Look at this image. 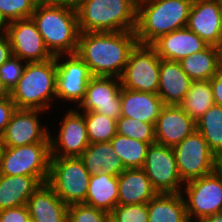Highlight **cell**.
Instances as JSON below:
<instances>
[{
    "mask_svg": "<svg viewBox=\"0 0 222 222\" xmlns=\"http://www.w3.org/2000/svg\"><path fill=\"white\" fill-rule=\"evenodd\" d=\"M137 44L135 31L80 32L76 54L92 76L120 78Z\"/></svg>",
    "mask_w": 222,
    "mask_h": 222,
    "instance_id": "1",
    "label": "cell"
},
{
    "mask_svg": "<svg viewBox=\"0 0 222 222\" xmlns=\"http://www.w3.org/2000/svg\"><path fill=\"white\" fill-rule=\"evenodd\" d=\"M31 18L53 56L76 54L80 30L75 9L65 1L37 3Z\"/></svg>",
    "mask_w": 222,
    "mask_h": 222,
    "instance_id": "2",
    "label": "cell"
},
{
    "mask_svg": "<svg viewBox=\"0 0 222 222\" xmlns=\"http://www.w3.org/2000/svg\"><path fill=\"white\" fill-rule=\"evenodd\" d=\"M193 0H138L136 38L151 45L160 36L185 28Z\"/></svg>",
    "mask_w": 222,
    "mask_h": 222,
    "instance_id": "3",
    "label": "cell"
},
{
    "mask_svg": "<svg viewBox=\"0 0 222 222\" xmlns=\"http://www.w3.org/2000/svg\"><path fill=\"white\" fill-rule=\"evenodd\" d=\"M138 0H91L77 10L80 32L135 31Z\"/></svg>",
    "mask_w": 222,
    "mask_h": 222,
    "instance_id": "4",
    "label": "cell"
},
{
    "mask_svg": "<svg viewBox=\"0 0 222 222\" xmlns=\"http://www.w3.org/2000/svg\"><path fill=\"white\" fill-rule=\"evenodd\" d=\"M55 56L44 62L26 63L24 72L10 97L17 109H39L47 111L56 98Z\"/></svg>",
    "mask_w": 222,
    "mask_h": 222,
    "instance_id": "5",
    "label": "cell"
},
{
    "mask_svg": "<svg viewBox=\"0 0 222 222\" xmlns=\"http://www.w3.org/2000/svg\"><path fill=\"white\" fill-rule=\"evenodd\" d=\"M90 174L80 157H51L47 184L67 205L84 203Z\"/></svg>",
    "mask_w": 222,
    "mask_h": 222,
    "instance_id": "6",
    "label": "cell"
},
{
    "mask_svg": "<svg viewBox=\"0 0 222 222\" xmlns=\"http://www.w3.org/2000/svg\"><path fill=\"white\" fill-rule=\"evenodd\" d=\"M50 160V142L4 147L0 160V174L34 176L43 184L49 176Z\"/></svg>",
    "mask_w": 222,
    "mask_h": 222,
    "instance_id": "7",
    "label": "cell"
},
{
    "mask_svg": "<svg viewBox=\"0 0 222 222\" xmlns=\"http://www.w3.org/2000/svg\"><path fill=\"white\" fill-rule=\"evenodd\" d=\"M172 148L179 176L184 183L208 175L220 167L219 159L196 129Z\"/></svg>",
    "mask_w": 222,
    "mask_h": 222,
    "instance_id": "8",
    "label": "cell"
},
{
    "mask_svg": "<svg viewBox=\"0 0 222 222\" xmlns=\"http://www.w3.org/2000/svg\"><path fill=\"white\" fill-rule=\"evenodd\" d=\"M184 198L189 221L201 222L207 216L222 212V167L214 172L185 182Z\"/></svg>",
    "mask_w": 222,
    "mask_h": 222,
    "instance_id": "9",
    "label": "cell"
},
{
    "mask_svg": "<svg viewBox=\"0 0 222 222\" xmlns=\"http://www.w3.org/2000/svg\"><path fill=\"white\" fill-rule=\"evenodd\" d=\"M160 57L151 45L137 44L130 52L120 77L121 86L135 91L157 94Z\"/></svg>",
    "mask_w": 222,
    "mask_h": 222,
    "instance_id": "10",
    "label": "cell"
},
{
    "mask_svg": "<svg viewBox=\"0 0 222 222\" xmlns=\"http://www.w3.org/2000/svg\"><path fill=\"white\" fill-rule=\"evenodd\" d=\"M158 193H182L184 183L179 176L173 148L150 144L142 168ZM181 186V187H180Z\"/></svg>",
    "mask_w": 222,
    "mask_h": 222,
    "instance_id": "11",
    "label": "cell"
},
{
    "mask_svg": "<svg viewBox=\"0 0 222 222\" xmlns=\"http://www.w3.org/2000/svg\"><path fill=\"white\" fill-rule=\"evenodd\" d=\"M121 81L117 77L93 76L78 107L118 120L121 117Z\"/></svg>",
    "mask_w": 222,
    "mask_h": 222,
    "instance_id": "12",
    "label": "cell"
},
{
    "mask_svg": "<svg viewBox=\"0 0 222 222\" xmlns=\"http://www.w3.org/2000/svg\"><path fill=\"white\" fill-rule=\"evenodd\" d=\"M12 55L27 63L44 62L54 56L46 48L32 18L10 22L7 34Z\"/></svg>",
    "mask_w": 222,
    "mask_h": 222,
    "instance_id": "13",
    "label": "cell"
},
{
    "mask_svg": "<svg viewBox=\"0 0 222 222\" xmlns=\"http://www.w3.org/2000/svg\"><path fill=\"white\" fill-rule=\"evenodd\" d=\"M57 55L56 59V97L72 103H79L86 94L87 84L93 77L88 65L77 55L68 54L66 61L61 62Z\"/></svg>",
    "mask_w": 222,
    "mask_h": 222,
    "instance_id": "14",
    "label": "cell"
},
{
    "mask_svg": "<svg viewBox=\"0 0 222 222\" xmlns=\"http://www.w3.org/2000/svg\"><path fill=\"white\" fill-rule=\"evenodd\" d=\"M57 136L52 138L50 134L51 157H80L90 144L84 114L69 110Z\"/></svg>",
    "mask_w": 222,
    "mask_h": 222,
    "instance_id": "15",
    "label": "cell"
},
{
    "mask_svg": "<svg viewBox=\"0 0 222 222\" xmlns=\"http://www.w3.org/2000/svg\"><path fill=\"white\" fill-rule=\"evenodd\" d=\"M39 109H16L2 135L5 147H19L39 142H50L47 127H41Z\"/></svg>",
    "mask_w": 222,
    "mask_h": 222,
    "instance_id": "16",
    "label": "cell"
},
{
    "mask_svg": "<svg viewBox=\"0 0 222 222\" xmlns=\"http://www.w3.org/2000/svg\"><path fill=\"white\" fill-rule=\"evenodd\" d=\"M186 27L209 45L218 46L222 37L219 1L193 0Z\"/></svg>",
    "mask_w": 222,
    "mask_h": 222,
    "instance_id": "17",
    "label": "cell"
},
{
    "mask_svg": "<svg viewBox=\"0 0 222 222\" xmlns=\"http://www.w3.org/2000/svg\"><path fill=\"white\" fill-rule=\"evenodd\" d=\"M195 129V121L179 105H164L154 125L156 143L173 147Z\"/></svg>",
    "mask_w": 222,
    "mask_h": 222,
    "instance_id": "18",
    "label": "cell"
},
{
    "mask_svg": "<svg viewBox=\"0 0 222 222\" xmlns=\"http://www.w3.org/2000/svg\"><path fill=\"white\" fill-rule=\"evenodd\" d=\"M208 45L187 27L162 35L151 44L161 59L177 62Z\"/></svg>",
    "mask_w": 222,
    "mask_h": 222,
    "instance_id": "19",
    "label": "cell"
},
{
    "mask_svg": "<svg viewBox=\"0 0 222 222\" xmlns=\"http://www.w3.org/2000/svg\"><path fill=\"white\" fill-rule=\"evenodd\" d=\"M192 80L183 71L180 62L160 58L157 94L164 105H180L190 89Z\"/></svg>",
    "mask_w": 222,
    "mask_h": 222,
    "instance_id": "20",
    "label": "cell"
},
{
    "mask_svg": "<svg viewBox=\"0 0 222 222\" xmlns=\"http://www.w3.org/2000/svg\"><path fill=\"white\" fill-rule=\"evenodd\" d=\"M27 207L34 222H67L68 205L43 183L28 199Z\"/></svg>",
    "mask_w": 222,
    "mask_h": 222,
    "instance_id": "21",
    "label": "cell"
},
{
    "mask_svg": "<svg viewBox=\"0 0 222 222\" xmlns=\"http://www.w3.org/2000/svg\"><path fill=\"white\" fill-rule=\"evenodd\" d=\"M163 106L158 94L121 88V116L155 125Z\"/></svg>",
    "mask_w": 222,
    "mask_h": 222,
    "instance_id": "22",
    "label": "cell"
},
{
    "mask_svg": "<svg viewBox=\"0 0 222 222\" xmlns=\"http://www.w3.org/2000/svg\"><path fill=\"white\" fill-rule=\"evenodd\" d=\"M158 192L142 168L125 169L118 175V204H147Z\"/></svg>",
    "mask_w": 222,
    "mask_h": 222,
    "instance_id": "23",
    "label": "cell"
},
{
    "mask_svg": "<svg viewBox=\"0 0 222 222\" xmlns=\"http://www.w3.org/2000/svg\"><path fill=\"white\" fill-rule=\"evenodd\" d=\"M41 184L34 176L0 174V210L27 205Z\"/></svg>",
    "mask_w": 222,
    "mask_h": 222,
    "instance_id": "24",
    "label": "cell"
},
{
    "mask_svg": "<svg viewBox=\"0 0 222 222\" xmlns=\"http://www.w3.org/2000/svg\"><path fill=\"white\" fill-rule=\"evenodd\" d=\"M80 158L90 175L106 172L118 176L126 169L110 142L90 143Z\"/></svg>",
    "mask_w": 222,
    "mask_h": 222,
    "instance_id": "25",
    "label": "cell"
},
{
    "mask_svg": "<svg viewBox=\"0 0 222 222\" xmlns=\"http://www.w3.org/2000/svg\"><path fill=\"white\" fill-rule=\"evenodd\" d=\"M192 81H207L222 70V56L218 46L208 45L179 61Z\"/></svg>",
    "mask_w": 222,
    "mask_h": 222,
    "instance_id": "26",
    "label": "cell"
},
{
    "mask_svg": "<svg viewBox=\"0 0 222 222\" xmlns=\"http://www.w3.org/2000/svg\"><path fill=\"white\" fill-rule=\"evenodd\" d=\"M84 203L110 214L118 205V176L106 172L92 174Z\"/></svg>",
    "mask_w": 222,
    "mask_h": 222,
    "instance_id": "27",
    "label": "cell"
},
{
    "mask_svg": "<svg viewBox=\"0 0 222 222\" xmlns=\"http://www.w3.org/2000/svg\"><path fill=\"white\" fill-rule=\"evenodd\" d=\"M183 193H158L148 203V222H190Z\"/></svg>",
    "mask_w": 222,
    "mask_h": 222,
    "instance_id": "28",
    "label": "cell"
},
{
    "mask_svg": "<svg viewBox=\"0 0 222 222\" xmlns=\"http://www.w3.org/2000/svg\"><path fill=\"white\" fill-rule=\"evenodd\" d=\"M195 123L196 130L219 159L222 156V107L213 104Z\"/></svg>",
    "mask_w": 222,
    "mask_h": 222,
    "instance_id": "29",
    "label": "cell"
},
{
    "mask_svg": "<svg viewBox=\"0 0 222 222\" xmlns=\"http://www.w3.org/2000/svg\"><path fill=\"white\" fill-rule=\"evenodd\" d=\"M213 104L214 97L210 81H192L191 87L179 105L194 121L201 117Z\"/></svg>",
    "mask_w": 222,
    "mask_h": 222,
    "instance_id": "30",
    "label": "cell"
},
{
    "mask_svg": "<svg viewBox=\"0 0 222 222\" xmlns=\"http://www.w3.org/2000/svg\"><path fill=\"white\" fill-rule=\"evenodd\" d=\"M110 143L126 169L143 168L148 143L119 134H116Z\"/></svg>",
    "mask_w": 222,
    "mask_h": 222,
    "instance_id": "31",
    "label": "cell"
},
{
    "mask_svg": "<svg viewBox=\"0 0 222 222\" xmlns=\"http://www.w3.org/2000/svg\"><path fill=\"white\" fill-rule=\"evenodd\" d=\"M90 143L110 142L117 134V120L95 111L83 112Z\"/></svg>",
    "mask_w": 222,
    "mask_h": 222,
    "instance_id": "32",
    "label": "cell"
},
{
    "mask_svg": "<svg viewBox=\"0 0 222 222\" xmlns=\"http://www.w3.org/2000/svg\"><path fill=\"white\" fill-rule=\"evenodd\" d=\"M117 134L130 137L145 143H156L154 124L121 116L117 120Z\"/></svg>",
    "mask_w": 222,
    "mask_h": 222,
    "instance_id": "33",
    "label": "cell"
},
{
    "mask_svg": "<svg viewBox=\"0 0 222 222\" xmlns=\"http://www.w3.org/2000/svg\"><path fill=\"white\" fill-rule=\"evenodd\" d=\"M37 2L35 0H0V12L7 21L31 18Z\"/></svg>",
    "mask_w": 222,
    "mask_h": 222,
    "instance_id": "34",
    "label": "cell"
},
{
    "mask_svg": "<svg viewBox=\"0 0 222 222\" xmlns=\"http://www.w3.org/2000/svg\"><path fill=\"white\" fill-rule=\"evenodd\" d=\"M109 213L85 203L68 205V222H104Z\"/></svg>",
    "mask_w": 222,
    "mask_h": 222,
    "instance_id": "35",
    "label": "cell"
},
{
    "mask_svg": "<svg viewBox=\"0 0 222 222\" xmlns=\"http://www.w3.org/2000/svg\"><path fill=\"white\" fill-rule=\"evenodd\" d=\"M110 214L117 222H148L147 204H118Z\"/></svg>",
    "mask_w": 222,
    "mask_h": 222,
    "instance_id": "36",
    "label": "cell"
},
{
    "mask_svg": "<svg viewBox=\"0 0 222 222\" xmlns=\"http://www.w3.org/2000/svg\"><path fill=\"white\" fill-rule=\"evenodd\" d=\"M24 62L25 64H22ZM25 61L11 56L4 64L0 66V80L11 92L20 80L26 67Z\"/></svg>",
    "mask_w": 222,
    "mask_h": 222,
    "instance_id": "37",
    "label": "cell"
},
{
    "mask_svg": "<svg viewBox=\"0 0 222 222\" xmlns=\"http://www.w3.org/2000/svg\"><path fill=\"white\" fill-rule=\"evenodd\" d=\"M30 219L27 205L0 210V222H28Z\"/></svg>",
    "mask_w": 222,
    "mask_h": 222,
    "instance_id": "38",
    "label": "cell"
},
{
    "mask_svg": "<svg viewBox=\"0 0 222 222\" xmlns=\"http://www.w3.org/2000/svg\"><path fill=\"white\" fill-rule=\"evenodd\" d=\"M16 109L17 107L11 97L5 100H0V136L3 135L6 126Z\"/></svg>",
    "mask_w": 222,
    "mask_h": 222,
    "instance_id": "39",
    "label": "cell"
},
{
    "mask_svg": "<svg viewBox=\"0 0 222 222\" xmlns=\"http://www.w3.org/2000/svg\"><path fill=\"white\" fill-rule=\"evenodd\" d=\"M212 94L216 105L222 107V70L215 74L210 80Z\"/></svg>",
    "mask_w": 222,
    "mask_h": 222,
    "instance_id": "40",
    "label": "cell"
},
{
    "mask_svg": "<svg viewBox=\"0 0 222 222\" xmlns=\"http://www.w3.org/2000/svg\"><path fill=\"white\" fill-rule=\"evenodd\" d=\"M12 56V48L7 35L0 36V66Z\"/></svg>",
    "mask_w": 222,
    "mask_h": 222,
    "instance_id": "41",
    "label": "cell"
},
{
    "mask_svg": "<svg viewBox=\"0 0 222 222\" xmlns=\"http://www.w3.org/2000/svg\"><path fill=\"white\" fill-rule=\"evenodd\" d=\"M9 22L4 17V15L0 12V36L6 35L9 27Z\"/></svg>",
    "mask_w": 222,
    "mask_h": 222,
    "instance_id": "42",
    "label": "cell"
},
{
    "mask_svg": "<svg viewBox=\"0 0 222 222\" xmlns=\"http://www.w3.org/2000/svg\"><path fill=\"white\" fill-rule=\"evenodd\" d=\"M73 9L77 10L81 5L91 1V0H64Z\"/></svg>",
    "mask_w": 222,
    "mask_h": 222,
    "instance_id": "43",
    "label": "cell"
},
{
    "mask_svg": "<svg viewBox=\"0 0 222 222\" xmlns=\"http://www.w3.org/2000/svg\"><path fill=\"white\" fill-rule=\"evenodd\" d=\"M201 222H222V212L207 216Z\"/></svg>",
    "mask_w": 222,
    "mask_h": 222,
    "instance_id": "44",
    "label": "cell"
},
{
    "mask_svg": "<svg viewBox=\"0 0 222 222\" xmlns=\"http://www.w3.org/2000/svg\"><path fill=\"white\" fill-rule=\"evenodd\" d=\"M7 98H10V91L0 80V100H5Z\"/></svg>",
    "mask_w": 222,
    "mask_h": 222,
    "instance_id": "45",
    "label": "cell"
},
{
    "mask_svg": "<svg viewBox=\"0 0 222 222\" xmlns=\"http://www.w3.org/2000/svg\"><path fill=\"white\" fill-rule=\"evenodd\" d=\"M37 3H55V2H62L64 0H35Z\"/></svg>",
    "mask_w": 222,
    "mask_h": 222,
    "instance_id": "46",
    "label": "cell"
},
{
    "mask_svg": "<svg viewBox=\"0 0 222 222\" xmlns=\"http://www.w3.org/2000/svg\"><path fill=\"white\" fill-rule=\"evenodd\" d=\"M4 147L5 146H4V142H3L2 136H0V160L2 158Z\"/></svg>",
    "mask_w": 222,
    "mask_h": 222,
    "instance_id": "47",
    "label": "cell"
},
{
    "mask_svg": "<svg viewBox=\"0 0 222 222\" xmlns=\"http://www.w3.org/2000/svg\"><path fill=\"white\" fill-rule=\"evenodd\" d=\"M104 222H117V220H116L111 214H109V215L105 218Z\"/></svg>",
    "mask_w": 222,
    "mask_h": 222,
    "instance_id": "48",
    "label": "cell"
},
{
    "mask_svg": "<svg viewBox=\"0 0 222 222\" xmlns=\"http://www.w3.org/2000/svg\"><path fill=\"white\" fill-rule=\"evenodd\" d=\"M218 50L220 51L221 56H222V37H221L220 44L218 45Z\"/></svg>",
    "mask_w": 222,
    "mask_h": 222,
    "instance_id": "49",
    "label": "cell"
},
{
    "mask_svg": "<svg viewBox=\"0 0 222 222\" xmlns=\"http://www.w3.org/2000/svg\"><path fill=\"white\" fill-rule=\"evenodd\" d=\"M220 4V9H221V17H222V0H218Z\"/></svg>",
    "mask_w": 222,
    "mask_h": 222,
    "instance_id": "50",
    "label": "cell"
},
{
    "mask_svg": "<svg viewBox=\"0 0 222 222\" xmlns=\"http://www.w3.org/2000/svg\"><path fill=\"white\" fill-rule=\"evenodd\" d=\"M220 166L222 167V156L219 158Z\"/></svg>",
    "mask_w": 222,
    "mask_h": 222,
    "instance_id": "51",
    "label": "cell"
}]
</instances>
